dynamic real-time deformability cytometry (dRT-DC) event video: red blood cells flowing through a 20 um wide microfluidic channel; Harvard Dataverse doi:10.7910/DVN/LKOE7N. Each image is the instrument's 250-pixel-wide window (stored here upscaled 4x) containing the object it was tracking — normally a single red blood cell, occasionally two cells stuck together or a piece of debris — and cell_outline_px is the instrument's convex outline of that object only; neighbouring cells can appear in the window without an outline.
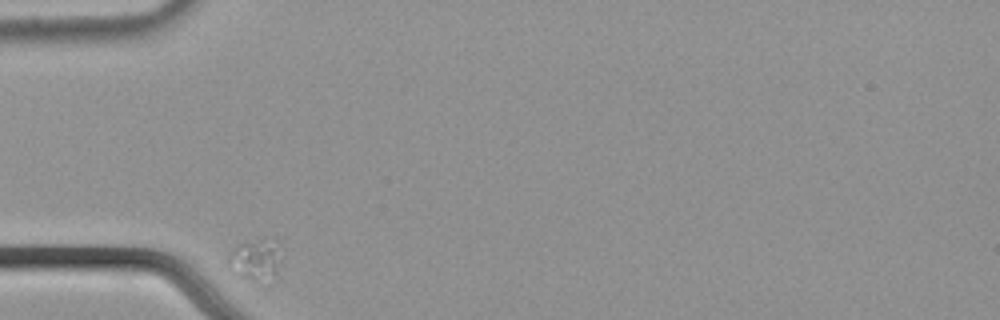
{"species": "common noctule bat (a hibernating species)", "species_latin": "Nyctalus noctula", "temperature_condition": "cold", "stored_images_in_passage": 35, "camera_frame_rate_fps": 3000, "um_per_image_px": 0.085, "animal": {"sex": "male", "body_mass_g": 21.5, "forearm_length_mm": 52.0}, "frame": {"image": 1, "passage_image": 1, "time_ms": 0.0, "image_size_px": [1000, 320], "cell_outline_px": [[280, 260], [272, 272], [256, 280], [252, 280], [240, 276], [228, 268], [224, 256], [236, 244], [260, 240], [276, 240], [280, 244]], "centroid_in_image_um": [21.58, 21.98], "position_along_channel_um": 63.4, "area_um2": 12.25}}
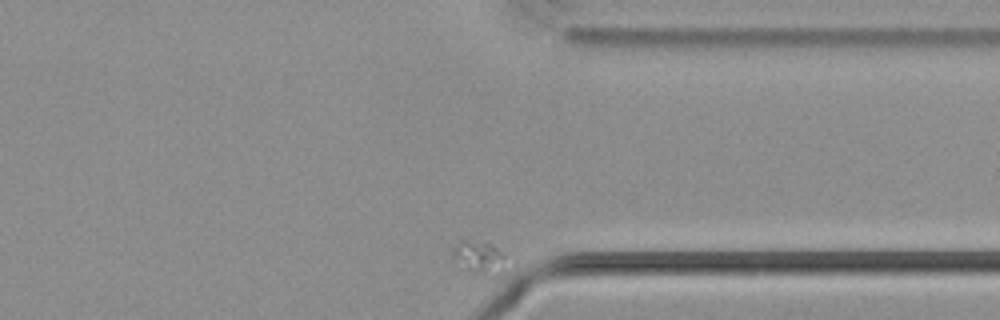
{"frame": {"image": 2, "passage_image": 35, "time_ms": 11.333, "image_size_px": [1000, 320], "cell_outline_px": [[516, 264], [500, 276], [496, 276], [452, 264], [452, 248], [456, 244], [484, 240], [492, 244]], "centroid_in_image_um": [40.92, 21.92], "position_along_channel_um": 370.5, "area_um2": 10.92}}